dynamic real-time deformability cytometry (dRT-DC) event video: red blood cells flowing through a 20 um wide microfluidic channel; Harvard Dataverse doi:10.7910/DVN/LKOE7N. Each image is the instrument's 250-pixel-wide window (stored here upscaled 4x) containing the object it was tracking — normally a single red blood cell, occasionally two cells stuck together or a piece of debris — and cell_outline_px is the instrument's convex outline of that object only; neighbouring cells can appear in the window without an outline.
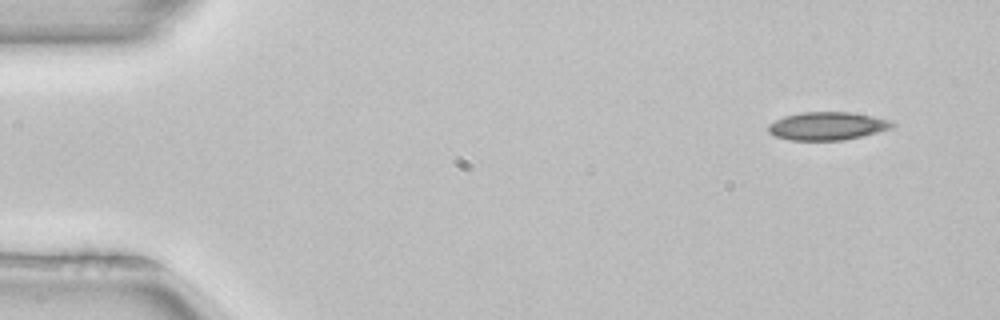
{"species": "common noctule bat (a hibernating species)", "species_latin": "Nyctalus noctula", "temperature_condition": "room temperature", "stored_images_in_passage": 3, "camera_frame_rate_fps": 3000, "um_per_image_px": 0.085, "animal": {"sex": "female", "body_mass_g": 22.7, "forearm_length_mm": 54.2}, "frame": {"image": 1, "passage_image": 1, "time_ms": 0.0, "image_size_px": [1000, 320], "cell_outline_px": [[896, 124], [892, 128], [844, 140], [788, 140], [776, 136], [768, 132], [768, 124], [784, 116], [800, 112], [848, 112], [872, 116], [892, 120]], "centroid_in_image_um": [70.31, 10.7], "position_along_channel_um": 14.7, "area_um2": 20.23}}
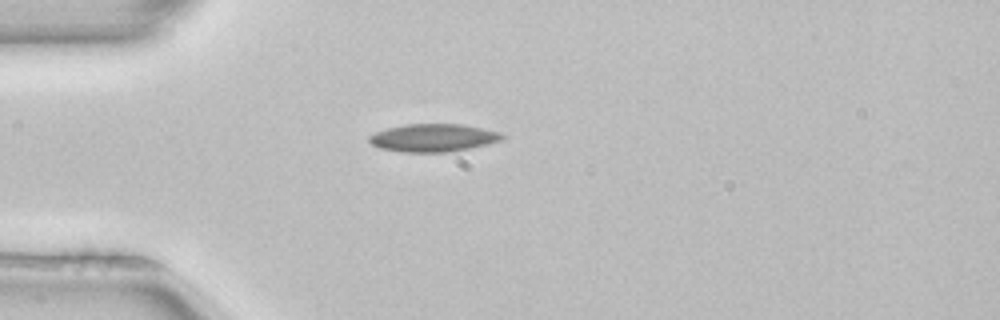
{"frame": {"image": 2, "passage_image": 3, "time_ms": 0.667, "image_size_px": [1000, 320], "cell_outline_px": [[504, 136], [500, 140], [488, 144], [472, 148], [448, 152], [400, 152], [380, 148], [372, 144], [368, 140], [368, 136], [376, 132], [388, 128], [404, 124], [464, 124], [484, 128], [500, 132]], "centroid_in_image_um": [36.83, 11.71], "position_along_channel_um": 48.2, "area_um2": 21.68}}